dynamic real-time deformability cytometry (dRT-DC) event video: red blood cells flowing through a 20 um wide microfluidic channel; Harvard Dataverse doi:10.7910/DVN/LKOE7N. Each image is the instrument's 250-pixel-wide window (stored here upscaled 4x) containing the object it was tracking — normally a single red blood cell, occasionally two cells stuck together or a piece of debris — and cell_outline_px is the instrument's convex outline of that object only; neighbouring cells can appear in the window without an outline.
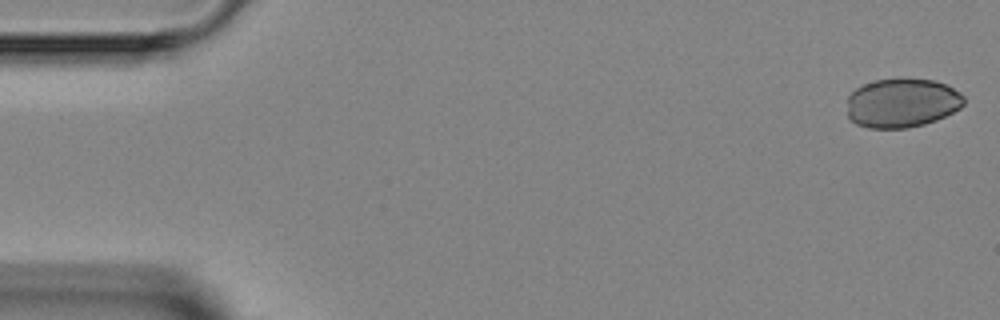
{"species": "Egyptian fruit bat (a non-hibernating species)", "species_latin": "Rousettus aegyptiacus", "temperature_condition": "room temperature", "stored_images_in_passage": 5, "camera_frame_rate_fps": 3000, "um_per_image_px": 0.085, "animal": {"sex": "female"}, "frame": {"image": 1, "passage_image": 1, "time_ms": 0.0, "image_size_px": [1000, 320], "cell_outline_px": [[964, 104], [960, 108], [936, 120], [924, 124], [908, 128], [868, 128], [856, 124], [848, 116], [848, 96], [856, 88], [864, 84], [876, 80], [936, 80], [960, 92], [964, 96]], "centroid_in_image_um": [76.67, 8.77], "position_along_channel_um": 8.3, "area_um2": 33.12}}